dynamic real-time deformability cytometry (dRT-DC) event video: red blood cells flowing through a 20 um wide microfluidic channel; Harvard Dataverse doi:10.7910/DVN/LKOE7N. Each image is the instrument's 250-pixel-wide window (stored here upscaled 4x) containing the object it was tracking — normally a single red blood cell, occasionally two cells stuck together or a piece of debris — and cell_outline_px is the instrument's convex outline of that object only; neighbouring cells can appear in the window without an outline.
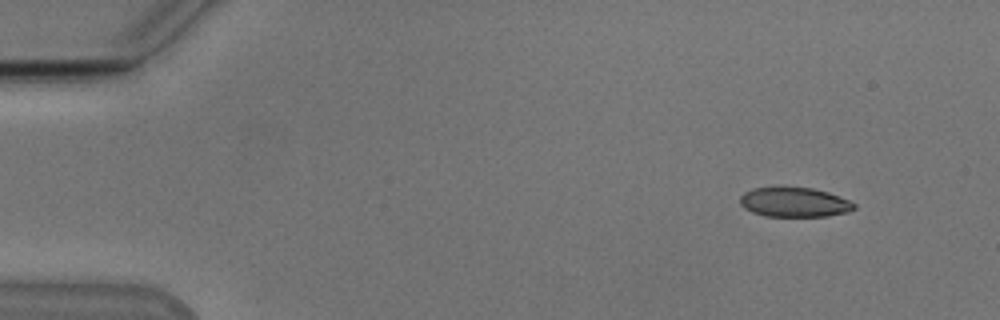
{"species": "Egyptian fruit bat (a non-hibernating species)", "species_latin": "Rousettus aegyptiacus", "temperature_condition": "cold", "stored_images_in_passage": 53, "camera_frame_rate_fps": 3000, "um_per_image_px": 0.085, "animal": {"sex": "male"}, "frame": {"image": 1, "passage_image": 5, "time_ms": 1.333, "image_size_px": [1000, 320], "cell_outline_px": [[856, 208], [848, 212], [828, 216], [764, 216], [752, 212], [744, 208], [740, 204], [740, 196], [744, 192], [752, 188], [812, 188], [828, 192], [848, 200], [856, 204]], "centroid_in_image_um": [67.51, 17.2], "position_along_channel_um": 17.5, "area_um2": 19.54}}
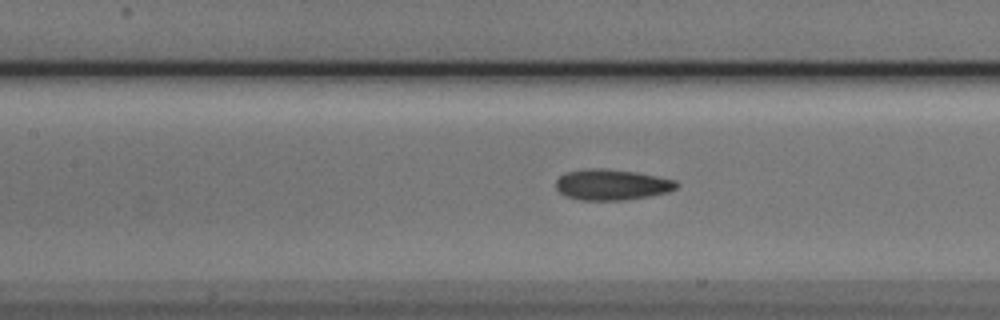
{"frame": {"image": 2, "passage_image": 24, "time_ms": 7.667, "image_size_px": [1000, 320], "cell_outline_px": [[680, 184], [676, 188], [668, 192], [648, 196], [624, 200], [580, 200], [568, 196], [560, 192], [556, 188], [556, 180], [560, 176], [568, 172], [584, 168], [604, 168], [636, 172], [676, 180]], "centroid_in_image_um": [52.01, 15.69], "position_along_channel_um": 155.4, "area_um2": 21.62}}
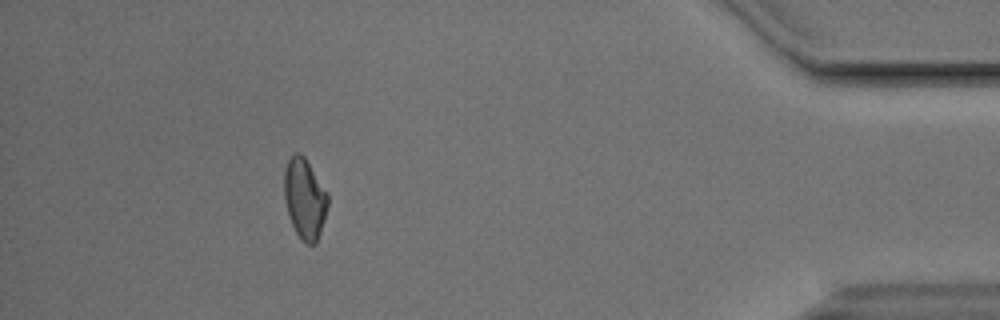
{"frame": {"image": 3, "passage_image": 48, "time_ms": 15.667, "image_size_px": [1000, 320], "cell_outline_px": [[328, 204], [324, 220], [316, 244], [308, 244], [296, 232], [288, 216], [284, 200], [284, 172], [288, 160], [296, 152], [300, 152], [304, 156], [328, 192]], "centroid_in_image_um": [25.9, 16.86], "position_along_channel_um": 409.3, "area_um2": 20.4}, "authors_computed_cell_mechanics": {"area_um2": 20.6924, "velocity_mm_per_s": 3.8537, "shape_relaxation_time_tau1_ms": 6.3827, "shape_relaxation_time_tau2_ms": 2.9424, "deformation_change_tau1": 0.1461, "deformation_change_tau2": 0.074}}